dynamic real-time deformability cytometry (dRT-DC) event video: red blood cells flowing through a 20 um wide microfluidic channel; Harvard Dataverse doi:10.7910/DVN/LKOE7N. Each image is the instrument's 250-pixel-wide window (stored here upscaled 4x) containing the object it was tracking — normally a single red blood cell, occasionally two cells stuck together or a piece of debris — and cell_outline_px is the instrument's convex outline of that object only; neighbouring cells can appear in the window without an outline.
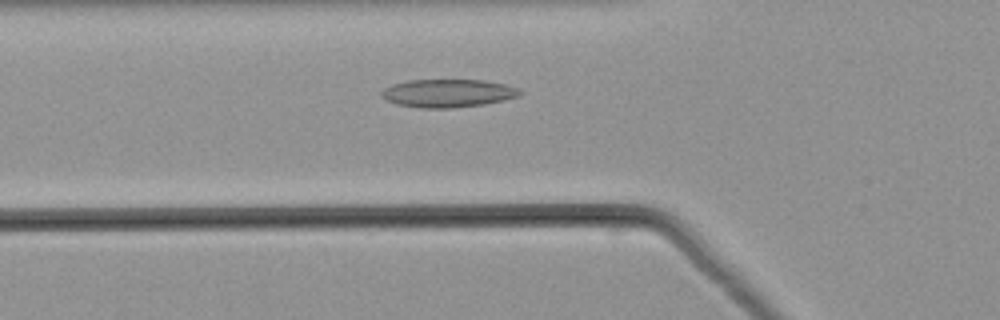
{"species": "common noctule bat (a hibernating species)", "species_latin": "Nyctalus noctula", "temperature_condition": "warm", "stored_images_in_passage": 38, "camera_frame_rate_fps": 3000, "um_per_image_px": 0.085, "animal": {"sex": "male", "body_mass_g": 21.5, "forearm_length_mm": 52.0}, "frame": {"image": 1, "passage_image": 5, "time_ms": 1.333, "image_size_px": [1000, 320], "cell_outline_px": [[524, 92], [516, 96], [504, 100], [484, 104], [452, 108], [420, 108], [396, 104], [384, 100], [380, 96], [380, 92], [384, 88], [392, 84], [408, 80], [484, 80], [504, 84], [520, 88]], "centroid_in_image_um": [38.03, 7.92], "position_along_channel_um": 87.8, "area_um2": 22.83}}
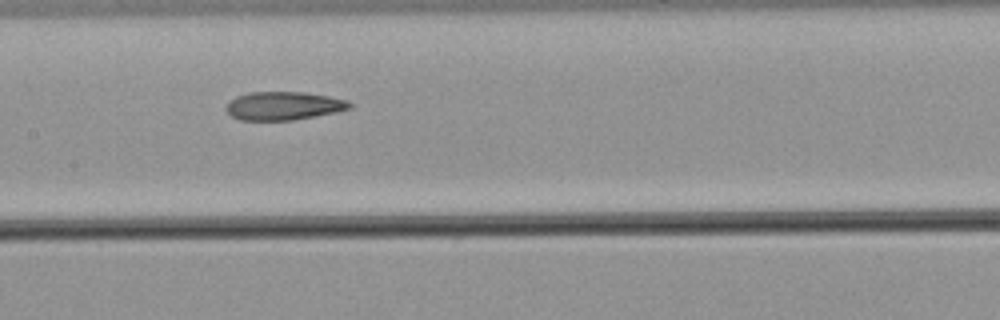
{"frame": {"image": 2, "passage_image": 12, "time_ms": 3.667, "image_size_px": [1000, 320], "cell_outline_px": [[352, 108], [336, 112], [292, 120], [240, 120], [232, 116], [224, 108], [228, 100], [236, 96], [248, 92], [304, 92], [328, 96], [348, 100], [352, 104]], "centroid_in_image_um": [24.08, 8.99], "position_along_channel_um": 183.3, "area_um2": 20.52}}
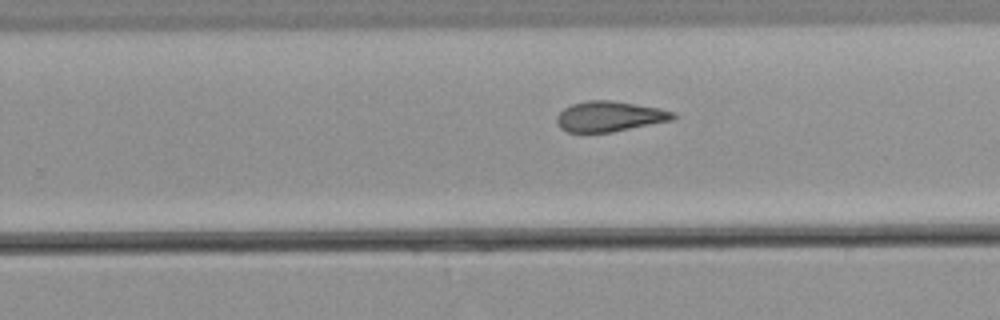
{"frame": {"image": 3, "passage_image": 19, "time_ms": 6.0, "image_size_px": [1000, 320], "cell_outline_px": [[676, 116], [672, 120], [612, 132], [568, 132], [560, 128], [556, 120], [556, 116], [564, 108], [572, 104], [588, 100], [608, 100], [660, 108], [676, 112]], "centroid_in_image_um": [51.81, 9.89], "position_along_channel_um": 278.0, "area_um2": 20.46}}